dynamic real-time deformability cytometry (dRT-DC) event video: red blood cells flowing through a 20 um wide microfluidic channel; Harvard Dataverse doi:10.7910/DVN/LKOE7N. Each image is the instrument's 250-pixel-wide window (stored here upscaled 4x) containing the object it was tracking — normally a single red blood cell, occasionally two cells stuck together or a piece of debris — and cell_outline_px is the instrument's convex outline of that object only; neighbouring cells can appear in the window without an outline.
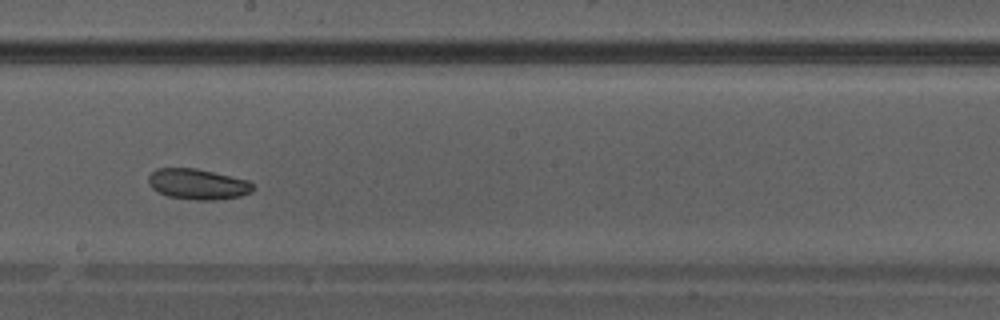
{"species": "Egyptian fruit bat (a non-hibernating species)", "species_latin": "Rousettus aegyptiacus", "temperature_condition": "warm", "stored_images_in_passage": 30, "camera_frame_rate_fps": 3000, "um_per_image_px": 0.085, "animal": {"sex": "male"}, "frame": {"image": 1, "passage_image": 13, "time_ms": 4.0, "image_size_px": [1000, 320], "cell_outline_px": [[256, 188], [252, 192], [240, 196], [216, 200], [196, 200], [168, 196], [156, 192], [148, 184], [148, 176], [156, 168], [196, 168], [248, 180]], "centroid_in_image_um": [16.8, 15.65], "position_along_channel_um": 231.4, "area_um2": 18.79}}